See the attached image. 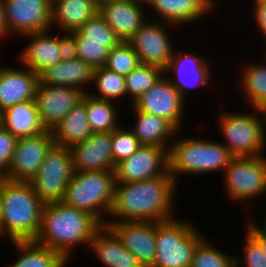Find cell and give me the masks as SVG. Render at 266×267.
<instances>
[{
  "label": "cell",
  "mask_w": 266,
  "mask_h": 267,
  "mask_svg": "<svg viewBox=\"0 0 266 267\" xmlns=\"http://www.w3.org/2000/svg\"><path fill=\"white\" fill-rule=\"evenodd\" d=\"M164 74L161 67L141 63L127 76L126 94L130 97L132 104L136 102L145 92H147Z\"/></svg>",
  "instance_id": "31"
},
{
  "label": "cell",
  "mask_w": 266,
  "mask_h": 267,
  "mask_svg": "<svg viewBox=\"0 0 266 267\" xmlns=\"http://www.w3.org/2000/svg\"><path fill=\"white\" fill-rule=\"evenodd\" d=\"M256 110V113H259L258 115H263V120L266 122V102L260 105L258 108H254ZM266 126V125H265Z\"/></svg>",
  "instance_id": "45"
},
{
  "label": "cell",
  "mask_w": 266,
  "mask_h": 267,
  "mask_svg": "<svg viewBox=\"0 0 266 267\" xmlns=\"http://www.w3.org/2000/svg\"><path fill=\"white\" fill-rule=\"evenodd\" d=\"M112 132L92 133L70 147L74 172L114 170Z\"/></svg>",
  "instance_id": "17"
},
{
  "label": "cell",
  "mask_w": 266,
  "mask_h": 267,
  "mask_svg": "<svg viewBox=\"0 0 266 267\" xmlns=\"http://www.w3.org/2000/svg\"><path fill=\"white\" fill-rule=\"evenodd\" d=\"M143 3L146 6V2L142 0H115L100 4L98 12L117 37L128 42L146 23Z\"/></svg>",
  "instance_id": "18"
},
{
  "label": "cell",
  "mask_w": 266,
  "mask_h": 267,
  "mask_svg": "<svg viewBox=\"0 0 266 267\" xmlns=\"http://www.w3.org/2000/svg\"><path fill=\"white\" fill-rule=\"evenodd\" d=\"M227 255L203 238L194 250L190 267H238L240 259Z\"/></svg>",
  "instance_id": "35"
},
{
  "label": "cell",
  "mask_w": 266,
  "mask_h": 267,
  "mask_svg": "<svg viewBox=\"0 0 266 267\" xmlns=\"http://www.w3.org/2000/svg\"><path fill=\"white\" fill-rule=\"evenodd\" d=\"M245 235V267H266V253L248 233Z\"/></svg>",
  "instance_id": "40"
},
{
  "label": "cell",
  "mask_w": 266,
  "mask_h": 267,
  "mask_svg": "<svg viewBox=\"0 0 266 267\" xmlns=\"http://www.w3.org/2000/svg\"><path fill=\"white\" fill-rule=\"evenodd\" d=\"M190 223L171 219L156 222V258L151 267H190L193 253L204 238Z\"/></svg>",
  "instance_id": "6"
},
{
  "label": "cell",
  "mask_w": 266,
  "mask_h": 267,
  "mask_svg": "<svg viewBox=\"0 0 266 267\" xmlns=\"http://www.w3.org/2000/svg\"><path fill=\"white\" fill-rule=\"evenodd\" d=\"M177 54V56H176ZM173 51V55L170 62L163 69L166 74L174 73V78H168L172 85L179 91V94L183 100L186 95L187 88L194 86H206L207 81L210 79L211 71L209 72L208 64L204 58L192 54V53H176ZM167 71V72H166ZM191 84V85H190ZM195 84V85H194Z\"/></svg>",
  "instance_id": "19"
},
{
  "label": "cell",
  "mask_w": 266,
  "mask_h": 267,
  "mask_svg": "<svg viewBox=\"0 0 266 267\" xmlns=\"http://www.w3.org/2000/svg\"><path fill=\"white\" fill-rule=\"evenodd\" d=\"M8 35L9 34H8V30L5 24V19H4L3 5H2V1L0 0V39Z\"/></svg>",
  "instance_id": "44"
},
{
  "label": "cell",
  "mask_w": 266,
  "mask_h": 267,
  "mask_svg": "<svg viewBox=\"0 0 266 267\" xmlns=\"http://www.w3.org/2000/svg\"><path fill=\"white\" fill-rule=\"evenodd\" d=\"M54 144L70 148L86 140L93 132L87 119L85 102L82 100L51 130Z\"/></svg>",
  "instance_id": "28"
},
{
  "label": "cell",
  "mask_w": 266,
  "mask_h": 267,
  "mask_svg": "<svg viewBox=\"0 0 266 267\" xmlns=\"http://www.w3.org/2000/svg\"><path fill=\"white\" fill-rule=\"evenodd\" d=\"M167 24L190 23L207 15L214 9V0H147Z\"/></svg>",
  "instance_id": "25"
},
{
  "label": "cell",
  "mask_w": 266,
  "mask_h": 267,
  "mask_svg": "<svg viewBox=\"0 0 266 267\" xmlns=\"http://www.w3.org/2000/svg\"><path fill=\"white\" fill-rule=\"evenodd\" d=\"M53 144L54 139L50 130L35 136L18 138L5 178L13 181H30Z\"/></svg>",
  "instance_id": "13"
},
{
  "label": "cell",
  "mask_w": 266,
  "mask_h": 267,
  "mask_svg": "<svg viewBox=\"0 0 266 267\" xmlns=\"http://www.w3.org/2000/svg\"><path fill=\"white\" fill-rule=\"evenodd\" d=\"M59 53L61 60H74L77 58L76 33L68 32L65 37H59Z\"/></svg>",
  "instance_id": "41"
},
{
  "label": "cell",
  "mask_w": 266,
  "mask_h": 267,
  "mask_svg": "<svg viewBox=\"0 0 266 267\" xmlns=\"http://www.w3.org/2000/svg\"><path fill=\"white\" fill-rule=\"evenodd\" d=\"M248 66V67H247ZM244 75H242L241 84L247 93L251 106L258 108L266 102V65L259 64L247 65Z\"/></svg>",
  "instance_id": "34"
},
{
  "label": "cell",
  "mask_w": 266,
  "mask_h": 267,
  "mask_svg": "<svg viewBox=\"0 0 266 267\" xmlns=\"http://www.w3.org/2000/svg\"><path fill=\"white\" fill-rule=\"evenodd\" d=\"M8 33L21 36L51 30V0H1Z\"/></svg>",
  "instance_id": "10"
},
{
  "label": "cell",
  "mask_w": 266,
  "mask_h": 267,
  "mask_svg": "<svg viewBox=\"0 0 266 267\" xmlns=\"http://www.w3.org/2000/svg\"><path fill=\"white\" fill-rule=\"evenodd\" d=\"M21 256L10 267H65L68 261L58 252L35 241H13Z\"/></svg>",
  "instance_id": "29"
},
{
  "label": "cell",
  "mask_w": 266,
  "mask_h": 267,
  "mask_svg": "<svg viewBox=\"0 0 266 267\" xmlns=\"http://www.w3.org/2000/svg\"><path fill=\"white\" fill-rule=\"evenodd\" d=\"M17 142L18 138L0 124V179H4L7 175Z\"/></svg>",
  "instance_id": "39"
},
{
  "label": "cell",
  "mask_w": 266,
  "mask_h": 267,
  "mask_svg": "<svg viewBox=\"0 0 266 267\" xmlns=\"http://www.w3.org/2000/svg\"><path fill=\"white\" fill-rule=\"evenodd\" d=\"M74 32L83 42L104 43L109 50L121 42L99 12Z\"/></svg>",
  "instance_id": "32"
},
{
  "label": "cell",
  "mask_w": 266,
  "mask_h": 267,
  "mask_svg": "<svg viewBox=\"0 0 266 267\" xmlns=\"http://www.w3.org/2000/svg\"><path fill=\"white\" fill-rule=\"evenodd\" d=\"M115 171L74 172L67 184L62 202L86 211L101 221L103 213L110 214L114 202Z\"/></svg>",
  "instance_id": "4"
},
{
  "label": "cell",
  "mask_w": 266,
  "mask_h": 267,
  "mask_svg": "<svg viewBox=\"0 0 266 267\" xmlns=\"http://www.w3.org/2000/svg\"><path fill=\"white\" fill-rule=\"evenodd\" d=\"M258 115L226 113L220 118L221 132L226 137L224 144L233 157L261 156L265 148L264 124Z\"/></svg>",
  "instance_id": "8"
},
{
  "label": "cell",
  "mask_w": 266,
  "mask_h": 267,
  "mask_svg": "<svg viewBox=\"0 0 266 267\" xmlns=\"http://www.w3.org/2000/svg\"><path fill=\"white\" fill-rule=\"evenodd\" d=\"M166 31L164 24L148 21L128 41L141 63L167 66L174 50Z\"/></svg>",
  "instance_id": "16"
},
{
  "label": "cell",
  "mask_w": 266,
  "mask_h": 267,
  "mask_svg": "<svg viewBox=\"0 0 266 267\" xmlns=\"http://www.w3.org/2000/svg\"><path fill=\"white\" fill-rule=\"evenodd\" d=\"M246 233H248L266 253V228L264 226L259 227L253 222H249L246 228Z\"/></svg>",
  "instance_id": "42"
},
{
  "label": "cell",
  "mask_w": 266,
  "mask_h": 267,
  "mask_svg": "<svg viewBox=\"0 0 266 267\" xmlns=\"http://www.w3.org/2000/svg\"><path fill=\"white\" fill-rule=\"evenodd\" d=\"M140 64L139 57L131 44L121 41L109 51L104 67L120 75L127 76Z\"/></svg>",
  "instance_id": "36"
},
{
  "label": "cell",
  "mask_w": 266,
  "mask_h": 267,
  "mask_svg": "<svg viewBox=\"0 0 266 267\" xmlns=\"http://www.w3.org/2000/svg\"><path fill=\"white\" fill-rule=\"evenodd\" d=\"M141 143L134 136L133 131L123 130L121 127L112 131V155L114 164L117 165L123 159L129 158L140 147Z\"/></svg>",
  "instance_id": "37"
},
{
  "label": "cell",
  "mask_w": 266,
  "mask_h": 267,
  "mask_svg": "<svg viewBox=\"0 0 266 267\" xmlns=\"http://www.w3.org/2000/svg\"><path fill=\"white\" fill-rule=\"evenodd\" d=\"M96 13L94 0H51V27L56 23L61 30L74 32Z\"/></svg>",
  "instance_id": "26"
},
{
  "label": "cell",
  "mask_w": 266,
  "mask_h": 267,
  "mask_svg": "<svg viewBox=\"0 0 266 267\" xmlns=\"http://www.w3.org/2000/svg\"><path fill=\"white\" fill-rule=\"evenodd\" d=\"M102 225L92 214L62 201L45 203L40 229L34 241L60 253L69 261L74 245H89Z\"/></svg>",
  "instance_id": "2"
},
{
  "label": "cell",
  "mask_w": 266,
  "mask_h": 267,
  "mask_svg": "<svg viewBox=\"0 0 266 267\" xmlns=\"http://www.w3.org/2000/svg\"><path fill=\"white\" fill-rule=\"evenodd\" d=\"M93 82L99 92L97 95L92 93L94 97L115 101L126 96L125 76L110 71L106 67L95 68Z\"/></svg>",
  "instance_id": "33"
},
{
  "label": "cell",
  "mask_w": 266,
  "mask_h": 267,
  "mask_svg": "<svg viewBox=\"0 0 266 267\" xmlns=\"http://www.w3.org/2000/svg\"><path fill=\"white\" fill-rule=\"evenodd\" d=\"M232 158L224 143L199 138L180 139L168 151L169 173L176 182L177 174L197 175L224 170Z\"/></svg>",
  "instance_id": "5"
},
{
  "label": "cell",
  "mask_w": 266,
  "mask_h": 267,
  "mask_svg": "<svg viewBox=\"0 0 266 267\" xmlns=\"http://www.w3.org/2000/svg\"><path fill=\"white\" fill-rule=\"evenodd\" d=\"M48 32L49 30L24 35V37L31 39V43L19 56V61L38 75L46 68L61 61L59 36L50 35Z\"/></svg>",
  "instance_id": "22"
},
{
  "label": "cell",
  "mask_w": 266,
  "mask_h": 267,
  "mask_svg": "<svg viewBox=\"0 0 266 267\" xmlns=\"http://www.w3.org/2000/svg\"><path fill=\"white\" fill-rule=\"evenodd\" d=\"M39 75L27 68H0V114L8 107L35 99Z\"/></svg>",
  "instance_id": "20"
},
{
  "label": "cell",
  "mask_w": 266,
  "mask_h": 267,
  "mask_svg": "<svg viewBox=\"0 0 266 267\" xmlns=\"http://www.w3.org/2000/svg\"><path fill=\"white\" fill-rule=\"evenodd\" d=\"M253 17L256 20V26L262 32L263 36L266 37V3L257 4L254 6Z\"/></svg>",
  "instance_id": "43"
},
{
  "label": "cell",
  "mask_w": 266,
  "mask_h": 267,
  "mask_svg": "<svg viewBox=\"0 0 266 267\" xmlns=\"http://www.w3.org/2000/svg\"><path fill=\"white\" fill-rule=\"evenodd\" d=\"M85 92L68 86L44 85L39 83L35 101L40 120L46 130H52L70 111L77 106Z\"/></svg>",
  "instance_id": "14"
},
{
  "label": "cell",
  "mask_w": 266,
  "mask_h": 267,
  "mask_svg": "<svg viewBox=\"0 0 266 267\" xmlns=\"http://www.w3.org/2000/svg\"><path fill=\"white\" fill-rule=\"evenodd\" d=\"M94 68L79 58L59 61L39 74V83L44 85L76 87L85 93L86 83H93Z\"/></svg>",
  "instance_id": "23"
},
{
  "label": "cell",
  "mask_w": 266,
  "mask_h": 267,
  "mask_svg": "<svg viewBox=\"0 0 266 267\" xmlns=\"http://www.w3.org/2000/svg\"><path fill=\"white\" fill-rule=\"evenodd\" d=\"M169 173L168 150L142 145L129 158L116 165V182H139Z\"/></svg>",
  "instance_id": "11"
},
{
  "label": "cell",
  "mask_w": 266,
  "mask_h": 267,
  "mask_svg": "<svg viewBox=\"0 0 266 267\" xmlns=\"http://www.w3.org/2000/svg\"><path fill=\"white\" fill-rule=\"evenodd\" d=\"M96 2V4L99 6L100 4L102 3H107V2H110V1H115V0H94Z\"/></svg>",
  "instance_id": "46"
},
{
  "label": "cell",
  "mask_w": 266,
  "mask_h": 267,
  "mask_svg": "<svg viewBox=\"0 0 266 267\" xmlns=\"http://www.w3.org/2000/svg\"><path fill=\"white\" fill-rule=\"evenodd\" d=\"M73 173L70 148L53 144L30 183L44 203L59 202Z\"/></svg>",
  "instance_id": "7"
},
{
  "label": "cell",
  "mask_w": 266,
  "mask_h": 267,
  "mask_svg": "<svg viewBox=\"0 0 266 267\" xmlns=\"http://www.w3.org/2000/svg\"><path fill=\"white\" fill-rule=\"evenodd\" d=\"M164 75L131 105L138 111L166 119L179 131L183 121L184 100Z\"/></svg>",
  "instance_id": "12"
},
{
  "label": "cell",
  "mask_w": 266,
  "mask_h": 267,
  "mask_svg": "<svg viewBox=\"0 0 266 267\" xmlns=\"http://www.w3.org/2000/svg\"><path fill=\"white\" fill-rule=\"evenodd\" d=\"M175 183L171 174L139 182H116L110 215L120 218L116 221L164 222L174 219Z\"/></svg>",
  "instance_id": "1"
},
{
  "label": "cell",
  "mask_w": 266,
  "mask_h": 267,
  "mask_svg": "<svg viewBox=\"0 0 266 267\" xmlns=\"http://www.w3.org/2000/svg\"><path fill=\"white\" fill-rule=\"evenodd\" d=\"M143 267H151L156 258V222L109 221L106 222Z\"/></svg>",
  "instance_id": "15"
},
{
  "label": "cell",
  "mask_w": 266,
  "mask_h": 267,
  "mask_svg": "<svg viewBox=\"0 0 266 267\" xmlns=\"http://www.w3.org/2000/svg\"><path fill=\"white\" fill-rule=\"evenodd\" d=\"M45 203L30 181L0 179V228L11 241H34Z\"/></svg>",
  "instance_id": "3"
},
{
  "label": "cell",
  "mask_w": 266,
  "mask_h": 267,
  "mask_svg": "<svg viewBox=\"0 0 266 267\" xmlns=\"http://www.w3.org/2000/svg\"><path fill=\"white\" fill-rule=\"evenodd\" d=\"M88 247L106 267H143L106 224L97 230Z\"/></svg>",
  "instance_id": "21"
},
{
  "label": "cell",
  "mask_w": 266,
  "mask_h": 267,
  "mask_svg": "<svg viewBox=\"0 0 266 267\" xmlns=\"http://www.w3.org/2000/svg\"><path fill=\"white\" fill-rule=\"evenodd\" d=\"M77 58L91 65L94 69L104 67L107 62L109 49L104 43L83 42L76 35Z\"/></svg>",
  "instance_id": "38"
},
{
  "label": "cell",
  "mask_w": 266,
  "mask_h": 267,
  "mask_svg": "<svg viewBox=\"0 0 266 267\" xmlns=\"http://www.w3.org/2000/svg\"><path fill=\"white\" fill-rule=\"evenodd\" d=\"M265 218H266V216H265ZM263 224H264V227L266 228V219H265V222Z\"/></svg>",
  "instance_id": "48"
},
{
  "label": "cell",
  "mask_w": 266,
  "mask_h": 267,
  "mask_svg": "<svg viewBox=\"0 0 266 267\" xmlns=\"http://www.w3.org/2000/svg\"><path fill=\"white\" fill-rule=\"evenodd\" d=\"M82 100L85 102L87 119L93 133L112 132L119 127L113 101L94 97L88 92Z\"/></svg>",
  "instance_id": "30"
},
{
  "label": "cell",
  "mask_w": 266,
  "mask_h": 267,
  "mask_svg": "<svg viewBox=\"0 0 266 267\" xmlns=\"http://www.w3.org/2000/svg\"><path fill=\"white\" fill-rule=\"evenodd\" d=\"M132 109L136 116L132 131L141 145L164 147L169 151L166 143L178 130L164 118L138 111L134 106Z\"/></svg>",
  "instance_id": "27"
},
{
  "label": "cell",
  "mask_w": 266,
  "mask_h": 267,
  "mask_svg": "<svg viewBox=\"0 0 266 267\" xmlns=\"http://www.w3.org/2000/svg\"><path fill=\"white\" fill-rule=\"evenodd\" d=\"M224 172L226 191L232 200L246 201L266 192V158L262 155L233 157Z\"/></svg>",
  "instance_id": "9"
},
{
  "label": "cell",
  "mask_w": 266,
  "mask_h": 267,
  "mask_svg": "<svg viewBox=\"0 0 266 267\" xmlns=\"http://www.w3.org/2000/svg\"><path fill=\"white\" fill-rule=\"evenodd\" d=\"M0 124L17 138L31 137L46 131L35 99L8 107L0 114Z\"/></svg>",
  "instance_id": "24"
},
{
  "label": "cell",
  "mask_w": 266,
  "mask_h": 267,
  "mask_svg": "<svg viewBox=\"0 0 266 267\" xmlns=\"http://www.w3.org/2000/svg\"><path fill=\"white\" fill-rule=\"evenodd\" d=\"M254 4L257 5V4H264L266 3V0H254Z\"/></svg>",
  "instance_id": "47"
}]
</instances>
